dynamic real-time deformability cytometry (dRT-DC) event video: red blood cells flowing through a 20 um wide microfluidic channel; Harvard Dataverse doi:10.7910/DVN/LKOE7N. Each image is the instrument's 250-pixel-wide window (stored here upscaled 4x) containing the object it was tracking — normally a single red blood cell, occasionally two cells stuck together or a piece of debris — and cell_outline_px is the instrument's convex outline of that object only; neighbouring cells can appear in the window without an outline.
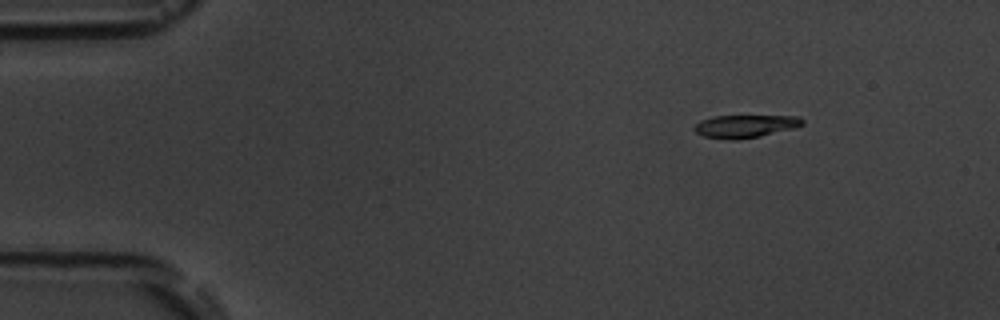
{"species": "common noctule bat (a hibernating species)", "species_latin": "Nyctalus noctula", "temperature_condition": "room temperature", "stored_images_in_passage": 6, "camera_frame_rate_fps": 3000, "um_per_image_px": 0.085, "animal": {"sex": "male", "body_mass_g": 19.5, "forearm_length_mm": 54.6}, "frame": {"image": 1, "passage_image": 3, "time_ms": 2.333, "image_size_px": [1000, 320], "cell_outline_px": [[804, 124], [796, 128], [760, 136], [736, 140], [728, 140], [704, 136], [696, 132], [692, 128], [700, 120], [712, 116], [800, 116], [804, 120]], "centroid_in_image_um": [63.35, 10.73], "position_along_channel_um": 21.6, "area_um2": 14.51}}
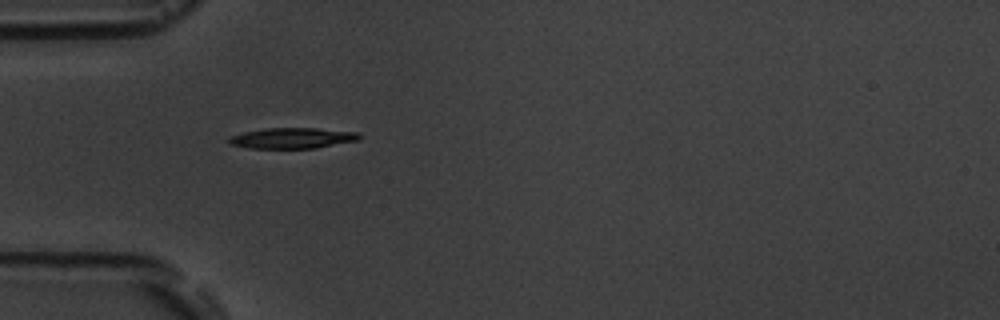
{"frame": {"image": 2, "passage_image": 5, "time_ms": 5.667, "image_size_px": [1000, 320], "cell_outline_px": [[360, 140], [316, 148], [248, 148], [232, 144], [228, 140], [228, 136], [244, 132], [268, 128], [316, 128], [360, 132]], "centroid_in_image_um": [24.89, 11.73], "position_along_channel_um": 60.1, "area_um2": 15.72}}
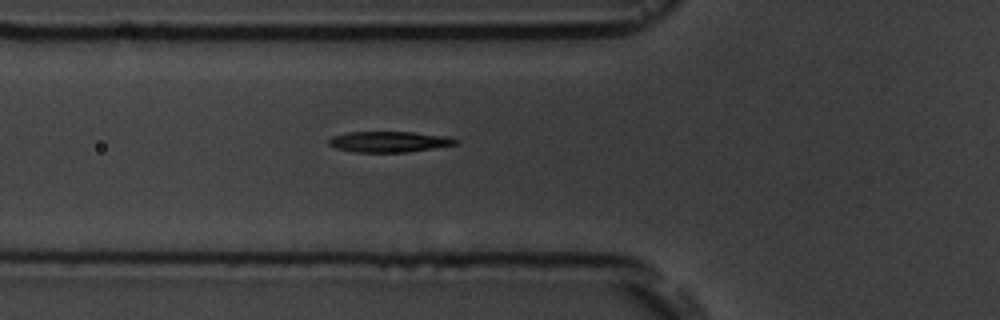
{"frame": {"image": 3, "passage_image": 6, "time_ms": 6.667, "image_size_px": [1000, 320], "cell_outline_px": [[460, 140], [456, 144], [408, 152], [356, 152], [336, 148], [328, 144], [328, 140], [332, 136], [348, 132], [412, 132], [452, 136]], "centroid_in_image_um": [33.11, 12.04], "position_along_channel_um": 92.7, "area_um2": 15.43}}